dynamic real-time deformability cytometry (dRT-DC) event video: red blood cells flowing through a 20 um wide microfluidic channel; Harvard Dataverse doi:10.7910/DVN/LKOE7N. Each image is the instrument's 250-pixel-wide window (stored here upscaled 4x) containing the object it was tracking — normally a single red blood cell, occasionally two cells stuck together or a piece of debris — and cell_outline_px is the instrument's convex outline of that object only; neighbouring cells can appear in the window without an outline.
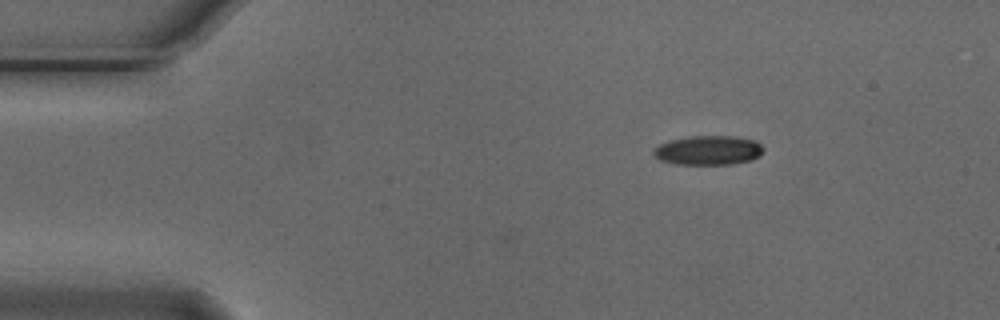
{"species": "Egyptian fruit bat (a non-hibernating species)", "species_latin": "Rousettus aegyptiacus", "temperature_condition": "cold", "stored_images_in_passage": 3, "camera_frame_rate_fps": 3000, "um_per_image_px": 0.085, "animal": {"sex": "male"}, "frame": {"image": 1, "passage_image": 1, "time_ms": 0.0, "image_size_px": [1000, 320], "cell_outline_px": [[764, 152], [760, 156], [752, 160], [732, 164], [676, 164], [660, 160], [652, 156], [652, 148], [668, 140], [688, 136], [736, 136], [756, 140], [764, 148]], "centroid_in_image_um": [60.2, 12.77], "position_along_channel_um": 24.8, "area_um2": 19.19}}